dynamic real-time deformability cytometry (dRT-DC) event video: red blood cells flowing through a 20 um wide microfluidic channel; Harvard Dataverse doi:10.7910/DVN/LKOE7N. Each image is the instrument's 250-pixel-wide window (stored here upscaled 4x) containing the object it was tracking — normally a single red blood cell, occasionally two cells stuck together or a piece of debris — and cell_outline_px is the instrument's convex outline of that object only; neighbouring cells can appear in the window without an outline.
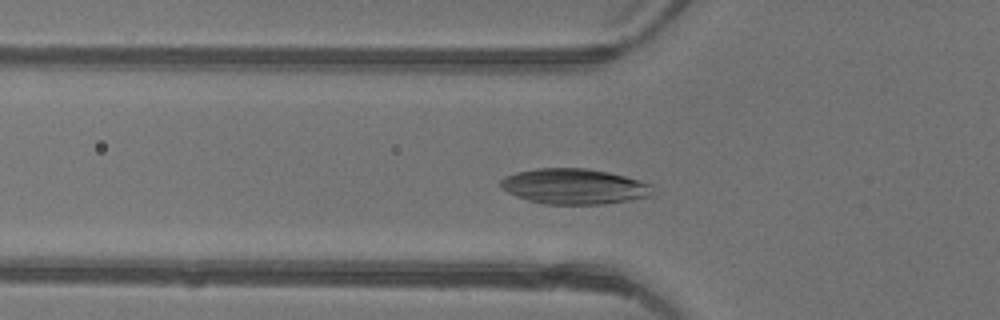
{"species": "common noctule bat (a hibernating species)", "species_latin": "Nyctalus noctula", "temperature_condition": "warm", "stored_images_in_passage": 42, "camera_frame_rate_fps": 3000, "um_per_image_px": 0.085, "animal": {"sex": "female"}, "frame": {"image": 1, "passage_image": 12, "time_ms": 3.667, "image_size_px": [1000, 320], "cell_outline_px": [[656, 192], [652, 196], [604, 204], [544, 204], [528, 200], [516, 196], [508, 192], [500, 184], [500, 180], [504, 176], [516, 172], [536, 168], [588, 168], [608, 172], [640, 180], [652, 184]], "centroid_in_image_um": [48.85, 15.84], "position_along_channel_um": 77.0, "area_um2": 31.62}}
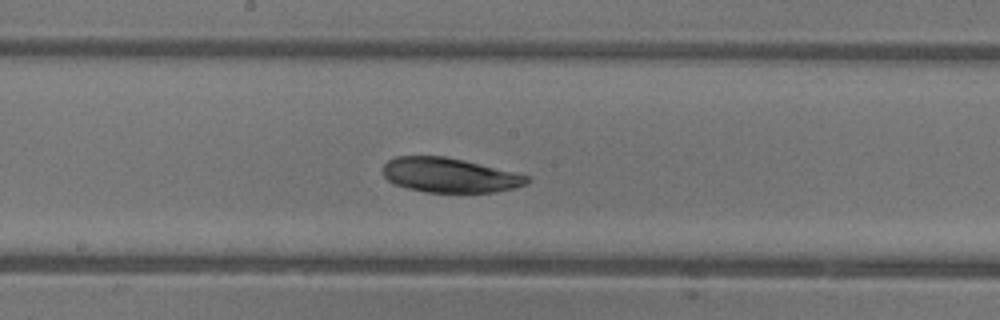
{"frame": {"image": 2, "passage_image": 21, "time_ms": 6.667, "image_size_px": [1000, 320], "cell_outline_px": [[532, 180], [528, 184], [496, 192], [424, 192], [392, 184], [384, 176], [384, 164], [388, 160], [396, 156], [444, 156], [464, 160], [528, 176]], "centroid_in_image_um": [38.19, 14.89], "position_along_channel_um": 210.0, "area_um2": 28.9}}
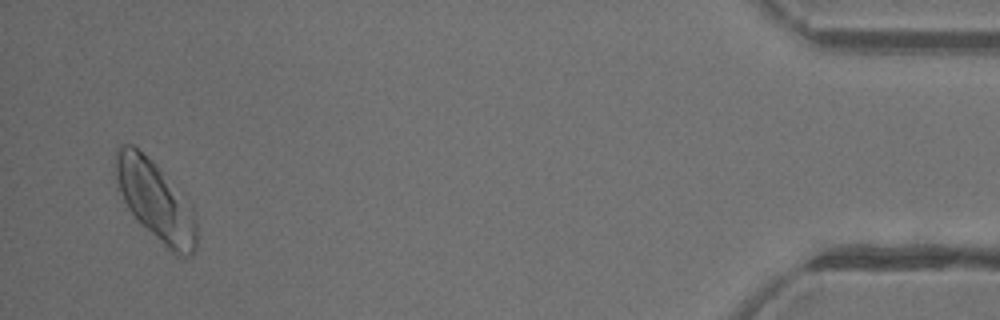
{"frame": {"image": 3, "passage_image": 41, "time_ms": 13.333, "image_size_px": [1000, 320], "cell_outline_px": [[196, 248], [192, 256], [176, 256], [140, 224], [128, 208], [116, 188], [116, 148], [120, 144], [132, 144], [152, 160], [160, 168], [192, 208], [196, 220]], "centroid_in_image_um": [13.2, 17.08], "position_along_channel_um": 422.0, "area_um2": 37.4}}